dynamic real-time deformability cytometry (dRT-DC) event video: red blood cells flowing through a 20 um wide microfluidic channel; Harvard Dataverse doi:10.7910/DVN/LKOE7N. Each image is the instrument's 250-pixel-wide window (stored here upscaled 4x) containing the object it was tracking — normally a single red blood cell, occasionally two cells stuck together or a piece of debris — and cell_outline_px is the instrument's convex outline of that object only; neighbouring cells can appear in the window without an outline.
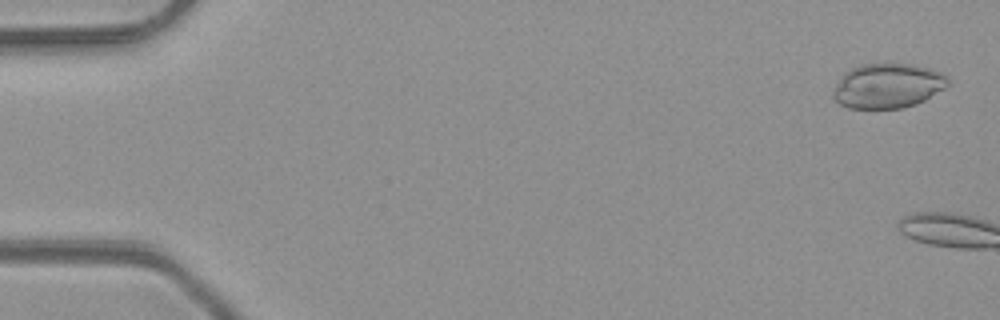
{"species": "common noctule bat (a hibernating species)", "species_latin": "Nyctalus noctula", "temperature_condition": "room temperature", "stored_images_in_passage": 3, "camera_frame_rate_fps": 3000, "um_per_image_px": 0.085, "animal": {"sex": "male", "body_mass_g": 23.1, "forearm_length_mm": 52.7}, "frame": {"image": 1, "passage_image": 1, "time_ms": 0.0, "image_size_px": [1000, 320], "cell_outline_px": [[948, 84], [944, 88], [924, 100], [916, 104], [904, 108], [848, 108], [840, 104], [832, 96], [832, 92], [836, 84], [844, 72], [860, 64], [888, 60], [916, 64], [932, 68], [940, 72], [948, 80]], "centroid_in_image_um": [75.44, 7.24], "position_along_channel_um": 9.6, "area_um2": 30.69}}